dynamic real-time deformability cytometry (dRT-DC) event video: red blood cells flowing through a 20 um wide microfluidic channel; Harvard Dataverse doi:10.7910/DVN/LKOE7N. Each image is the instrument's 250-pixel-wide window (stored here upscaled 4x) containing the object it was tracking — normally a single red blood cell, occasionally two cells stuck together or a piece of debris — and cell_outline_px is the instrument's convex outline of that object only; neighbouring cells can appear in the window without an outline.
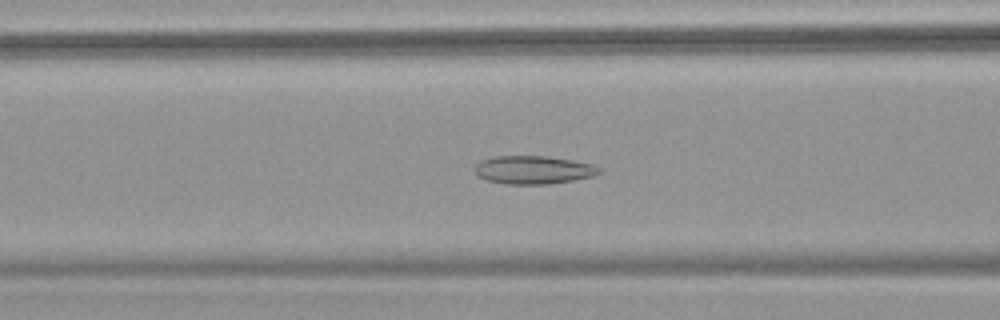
{"species": "common noctule bat (a hibernating species)", "species_latin": "Nyctalus noctula", "temperature_condition": "warm", "stored_images_in_passage": 51, "camera_frame_rate_fps": 3000, "um_per_image_px": 0.085, "animal": {"sex": "female", "body_mass_g": 18.4}, "frame": {"image": 1, "passage_image": 20, "time_ms": 6.333, "image_size_px": [1000, 320], "cell_outline_px": [[600, 172], [592, 176], [572, 180], [548, 184], [504, 184], [488, 180], [480, 176], [476, 172], [476, 164], [480, 160], [492, 156], [544, 156], [572, 160], [592, 164], [600, 168]], "centroid_in_image_um": [45.32, 14.43], "position_along_channel_um": 121.3, "area_um2": 20.23}}
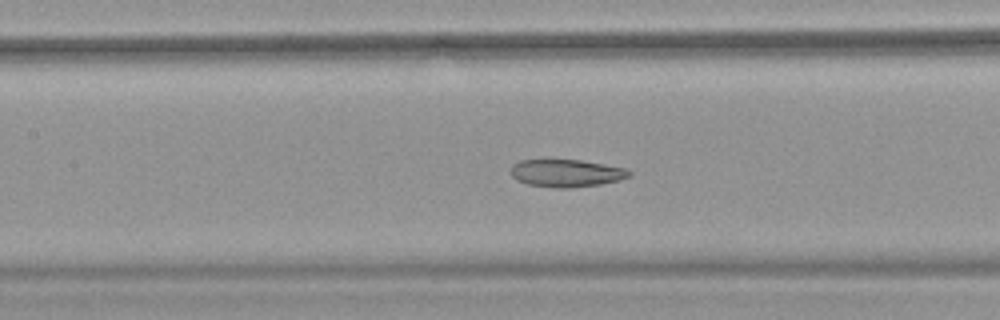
{"frame": {"image": 2, "passage_image": 23, "time_ms": 7.333, "image_size_px": [1000, 320], "cell_outline_px": [[632, 176], [620, 180], [600, 184], [572, 188], [560, 188], [528, 184], [516, 180], [512, 176], [512, 164], [520, 160], [580, 160], [624, 168], [632, 172]], "centroid_in_image_um": [48.15, 14.72], "position_along_channel_um": 159.2, "area_um2": 18.9}}
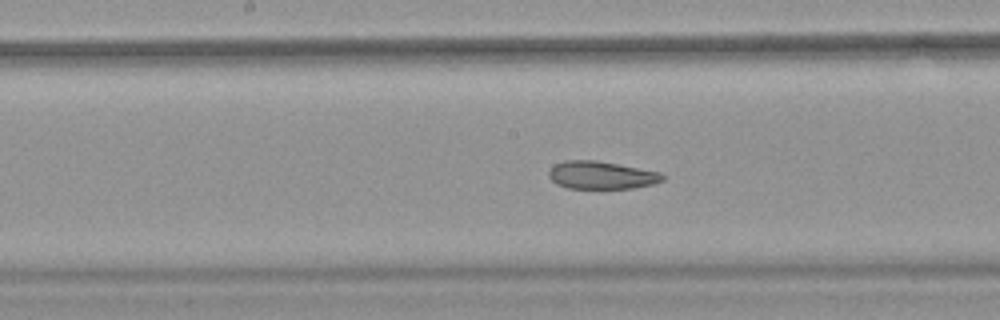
{"frame": {"image": 3, "passage_image": 26, "time_ms": 8.333, "image_size_px": [1000, 320], "cell_outline_px": [[664, 180], [652, 184], [632, 188], [568, 188], [556, 184], [548, 176], [548, 172], [556, 164], [564, 160], [596, 160], [660, 172], [664, 176]], "centroid_in_image_um": [51.1, 14.89], "position_along_channel_um": 197.1, "area_um2": 18.26}, "authors_computed_cell_mechanics": {"area_um2": 21.4438, "velocity_mm_per_s": 3.8029, "shape_relaxation_time_tau1_ms": 11.2549, "shape_relaxation_time_tau2_ms": 2.9307, "deformation_change_tau1": 0.178, "deformation_change_tau2": 0.0933}}